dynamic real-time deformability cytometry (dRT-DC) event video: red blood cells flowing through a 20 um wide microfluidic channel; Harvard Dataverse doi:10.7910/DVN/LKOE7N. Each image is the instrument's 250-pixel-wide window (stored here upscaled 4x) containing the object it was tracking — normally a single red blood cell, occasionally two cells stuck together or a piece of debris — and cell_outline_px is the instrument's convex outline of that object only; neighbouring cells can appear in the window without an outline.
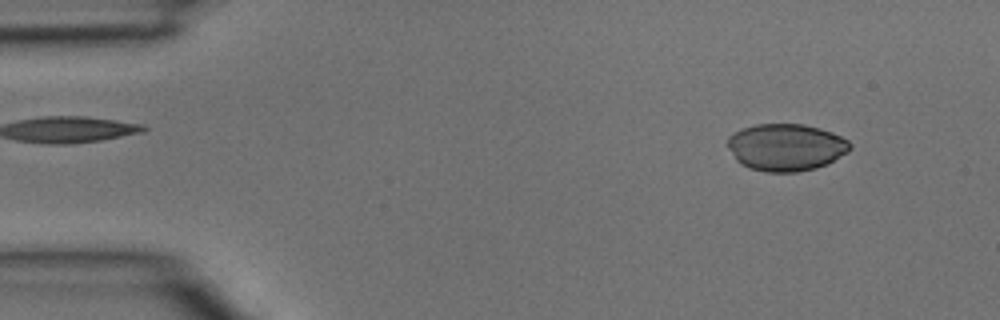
{"species": "common noctule bat (a hibernating species)", "species_latin": "Nyctalus noctula", "temperature_condition": "room temperature", "stored_images_in_passage": 38, "camera_frame_rate_fps": 3000, "um_per_image_px": 0.085, "animal": {"sex": "male", "body_mass_g": 15.6}, "frame": {"image": 1, "passage_image": 3, "time_ms": 0.667, "image_size_px": [1000, 320], "cell_outline_px": [[852, 148], [848, 152], [828, 164], [816, 168], [796, 172], [764, 172], [748, 168], [740, 164], [736, 160], [728, 148], [728, 136], [740, 128], [756, 124], [804, 124], [820, 128], [832, 132], [848, 140], [852, 144]], "centroid_in_image_um": [66.81, 12.52], "position_along_channel_um": 18.2, "area_um2": 34.04}}
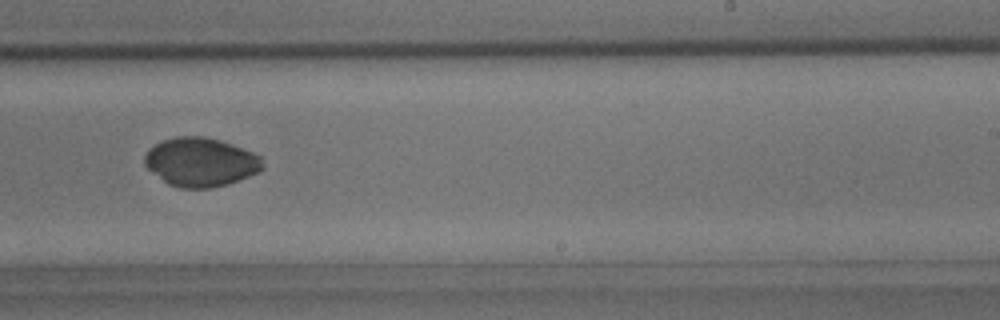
{"frame": {"image": 2, "passage_image": 23, "time_ms": 7.333, "image_size_px": [1000, 320], "cell_outline_px": [[264, 168], [260, 172], [228, 184], [208, 188], [180, 188], [168, 184], [148, 168], [144, 164], [144, 156], [148, 148], [164, 140], [176, 136], [204, 136], [220, 140], [232, 144], [252, 152], [260, 156], [264, 164]], "centroid_in_image_um": [17.07, 13.77], "position_along_channel_um": 271.9, "area_um2": 33.64}}